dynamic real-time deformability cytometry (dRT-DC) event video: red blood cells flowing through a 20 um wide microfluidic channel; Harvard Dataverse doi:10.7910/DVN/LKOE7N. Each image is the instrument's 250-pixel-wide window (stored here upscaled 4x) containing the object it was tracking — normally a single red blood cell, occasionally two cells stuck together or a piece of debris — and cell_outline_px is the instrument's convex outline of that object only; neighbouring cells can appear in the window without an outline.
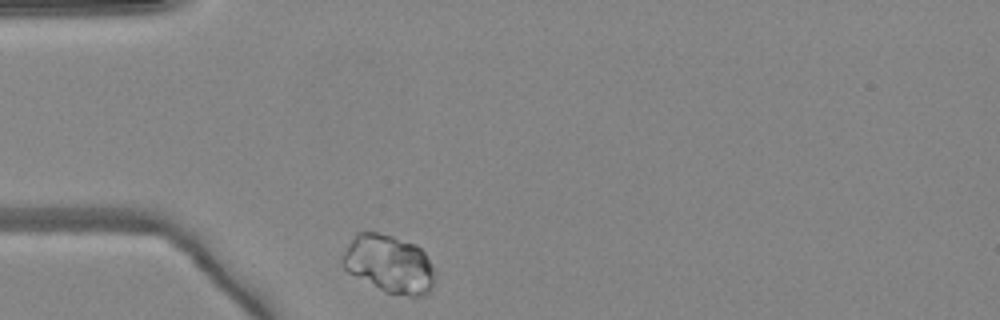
{"species": "common noctule bat (a hibernating species)", "species_latin": "Nyctalus noctula", "temperature_condition": "warm", "stored_images_in_passage": 33, "camera_frame_rate_fps": 3000, "um_per_image_px": 0.085, "animal": {"sex": "female", "body_mass_g": 24.6, "forearm_length_mm": 56.2}, "frame": {"image": 1, "passage_image": 1, "time_ms": 0.0, "image_size_px": [1000, 320], "cell_outline_px": [[432, 284], [428, 292], [424, 296], [408, 296], [384, 292], [348, 272], [344, 268], [340, 260], [352, 236], [356, 232], [376, 232], [392, 236], [416, 244], [424, 252], [432, 268]], "centroid_in_image_um": [33.02, 22.42], "position_along_channel_um": 52.0, "area_um2": 30.98}}
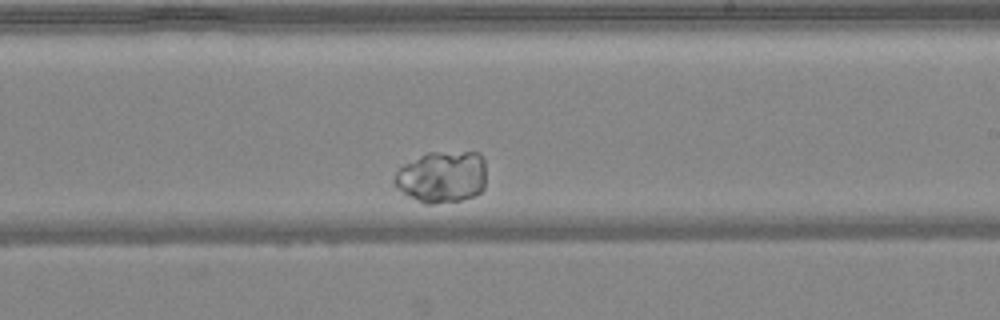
{"frame": {"image": 2, "passage_image": 21, "time_ms": 6.667, "image_size_px": [1000, 320], "cell_outline_px": [[484, 188], [476, 196], [460, 200], [432, 204], [424, 204], [416, 200], [404, 192], [396, 184], [396, 172], [404, 164], [428, 152], [480, 152], [484, 160]], "centroid_in_image_um": [37.62, 15.03], "position_along_channel_um": 251.4, "area_um2": 27.46}}
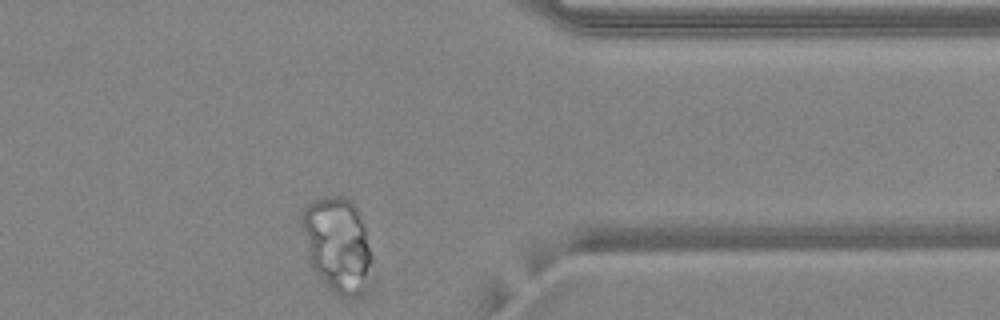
{"frame": {"image": 3, "passage_image": 33, "time_ms": 10.667, "image_size_px": [1000, 320], "cell_outline_px": [[372, 260], [364, 292], [360, 296], [340, 296], [332, 292], [328, 288], [312, 268], [300, 224], [300, 212], [308, 204], [324, 196], [344, 196], [356, 208], [364, 228], [372, 256]], "centroid_in_image_um": [28.65, 20.8], "position_along_channel_um": 382.8, "area_um2": 38.49}, "authors_computed_cell_mechanics": {"area_um2": 28.2642, "velocity_mm_per_s": 3.4425, "shape_relaxation_time_tau1_ms": 1.2624, "shape_relaxation_time_tau2_ms": null, "deformation_change_tau1": 0.0246, "deformation_change_tau2": null}}